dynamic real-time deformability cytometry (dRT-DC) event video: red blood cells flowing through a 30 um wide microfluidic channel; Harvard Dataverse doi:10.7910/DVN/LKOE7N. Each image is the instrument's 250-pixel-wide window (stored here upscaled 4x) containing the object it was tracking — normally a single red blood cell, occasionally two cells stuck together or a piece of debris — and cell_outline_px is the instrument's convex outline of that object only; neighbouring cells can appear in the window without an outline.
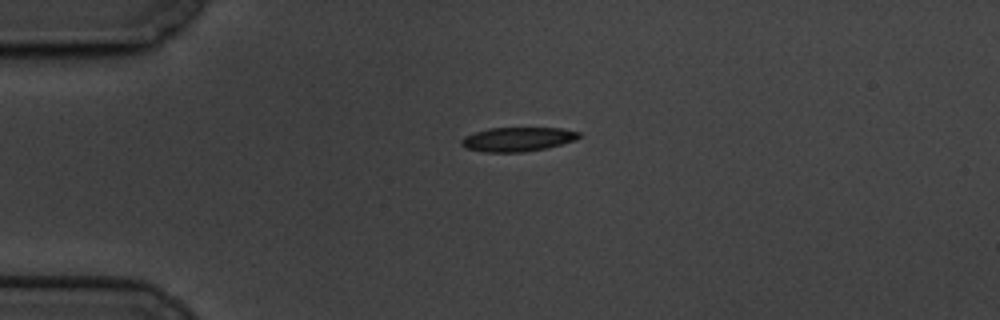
{"species": "common noctule bat (a hibernating species)", "species_latin": "Nyctalus noctula", "temperature_condition": "cold", "stored_images_in_passage": 35, "camera_frame_rate_fps": 3000, "um_per_image_px": 0.085, "animal": {"sex": "male", "body_mass_g": 19.5, "forearm_length_mm": 54.6}, "frame": {"image": 1, "passage_image": 1, "time_ms": 0.0, "image_size_px": [1000, 320], "cell_outline_px": [[580, 136], [576, 140], [544, 148], [524, 152], [484, 152], [464, 148], [460, 144], [460, 140], [464, 136], [488, 128], [564, 128], [580, 132]], "centroid_in_image_um": [43.97, 11.83], "position_along_channel_um": 41.0, "area_um2": 16.59}}
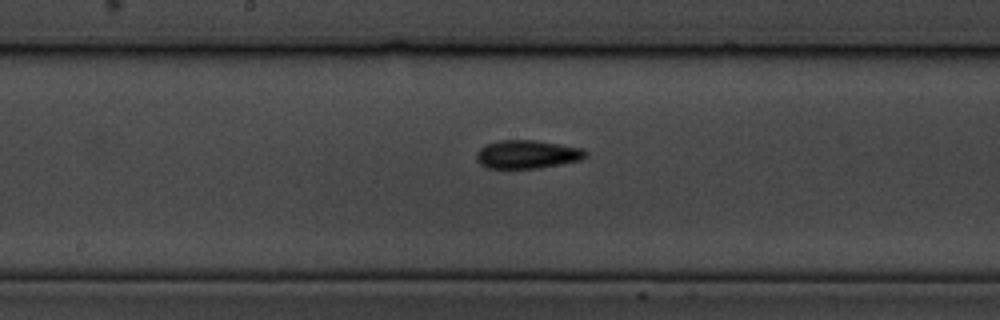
{"frame": {"image": 2, "passage_image": 18, "time_ms": 5.667, "image_size_px": [1000, 320], "cell_outline_px": [[588, 156], [580, 160], [540, 168], [488, 168], [480, 164], [476, 160], [476, 152], [484, 144], [500, 140], [536, 140], [580, 148], [588, 152]], "centroid_in_image_um": [44.78, 13.12], "position_along_channel_um": 203.4, "area_um2": 18.09}}
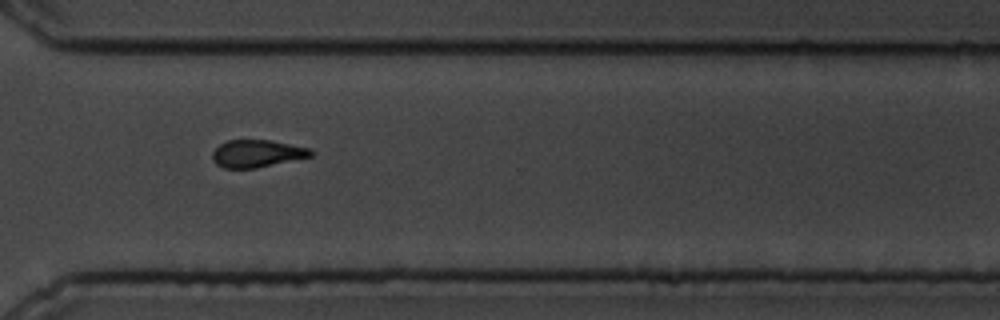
{"frame": {"image": 3, "passage_image": 31, "time_ms": 10.0, "image_size_px": [1000, 320], "cell_outline_px": [[316, 152], [312, 156], [256, 168], [224, 168], [216, 164], [212, 160], [212, 152], [220, 144], [228, 140], [272, 140], [308, 148]], "centroid_in_image_um": [21.84, 13.05], "position_along_channel_um": 348.8, "area_um2": 15.72}, "authors_computed_cell_mechanics": {"area_um2": 17.34, "velocity_mm_per_s": 3.3643, "shape_relaxation_time_tau1_ms": 4.2743, "shape_relaxation_time_tau2_ms": 10.132, "deformation_change_tau1": 0.1127, "deformation_change_tau2": 0.1778}}